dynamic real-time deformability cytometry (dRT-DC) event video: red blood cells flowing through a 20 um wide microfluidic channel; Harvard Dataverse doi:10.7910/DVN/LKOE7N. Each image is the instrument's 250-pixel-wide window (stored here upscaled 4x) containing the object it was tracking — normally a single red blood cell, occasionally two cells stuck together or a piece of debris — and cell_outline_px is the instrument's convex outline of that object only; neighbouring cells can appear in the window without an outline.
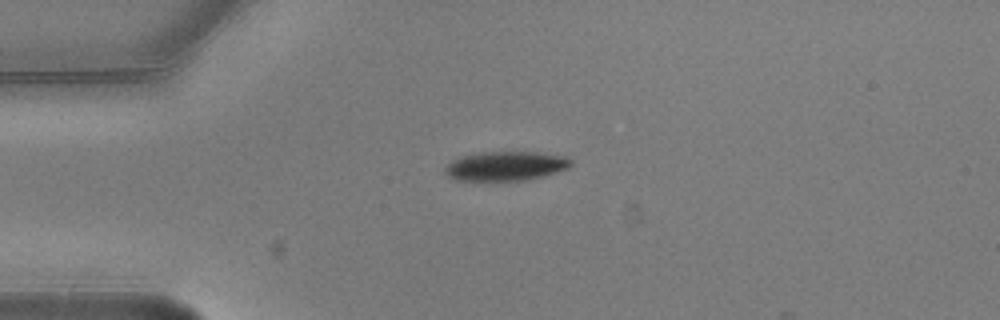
{"species": "common noctule bat (a hibernating species)", "species_latin": "Nyctalus noctula", "temperature_condition": "warm", "stored_images_in_passage": 2, "camera_frame_rate_fps": 3000, "um_per_image_px": 0.085, "animal": {"sex": "male", "body_mass_g": 20.5, "forearm_length_mm": 52.5}, "frame": {"image": 1, "passage_image": 1, "time_ms": 0.0, "image_size_px": [1000, 320], "cell_outline_px": [[572, 164], [568, 168], [556, 172], [528, 180], [456, 180], [448, 176], [444, 172], [444, 168], [452, 160], [464, 156], [484, 152], [536, 152], [564, 156], [572, 160]], "centroid_in_image_um": [42.99, 14.11], "position_along_channel_um": 42.0, "area_um2": 21.27}}